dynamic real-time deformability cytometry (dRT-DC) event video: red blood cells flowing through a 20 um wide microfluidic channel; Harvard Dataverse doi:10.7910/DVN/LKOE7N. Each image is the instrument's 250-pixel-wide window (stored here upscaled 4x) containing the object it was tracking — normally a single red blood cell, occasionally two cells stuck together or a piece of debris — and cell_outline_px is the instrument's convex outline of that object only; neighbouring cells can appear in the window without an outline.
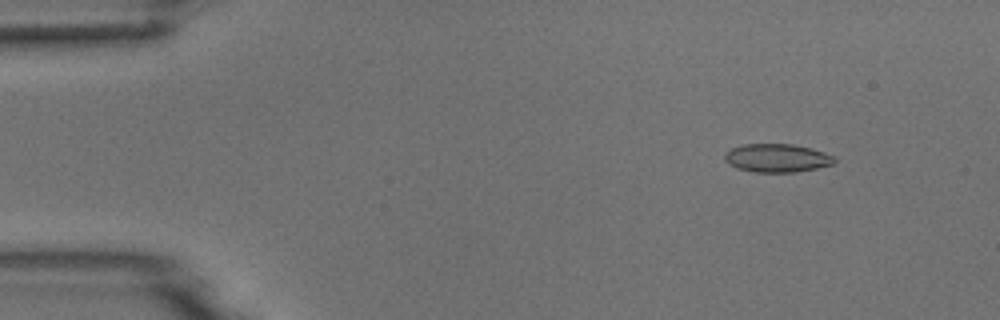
{"species": "common noctule bat (a hibernating species)", "species_latin": "Nyctalus noctula", "temperature_condition": "room temperature", "stored_images_in_passage": 6, "camera_frame_rate_fps": 3000, "um_per_image_px": 0.085, "animal": {"sex": "male", "body_mass_g": 18.8}, "frame": {"image": 1, "passage_image": 2, "time_ms": 1.333, "image_size_px": [1000, 320], "cell_outline_px": [[836, 160], [832, 164], [816, 168], [792, 172], [752, 172], [736, 168], [728, 164], [724, 160], [724, 152], [732, 148], [744, 144], [792, 144], [812, 148], [824, 152], [832, 156]], "centroid_in_image_um": [65.99, 13.43], "position_along_channel_um": 19.0, "area_um2": 18.15}}
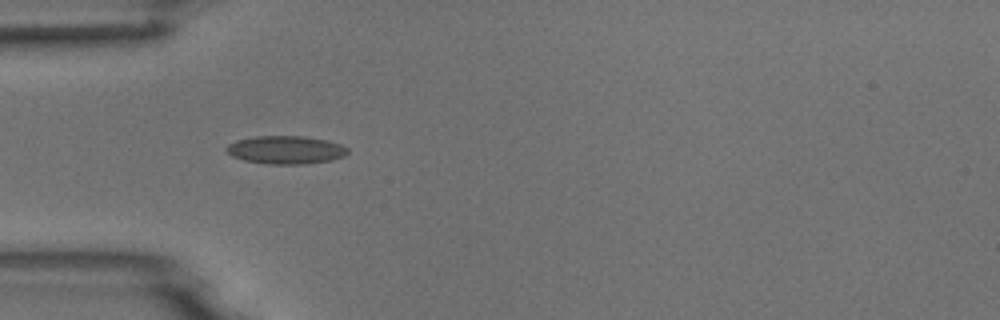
{"frame": {"image": 2, "passage_image": 5, "time_ms": 4.667, "image_size_px": [1000, 320], "cell_outline_px": [[348, 152], [344, 156], [328, 160], [304, 164], [268, 164], [244, 160], [232, 156], [224, 148], [228, 144], [236, 140], [256, 136], [304, 136], [328, 140], [340, 144], [348, 148]], "centroid_in_image_um": [24.27, 12.73], "position_along_channel_um": 60.7, "area_um2": 19.83}}
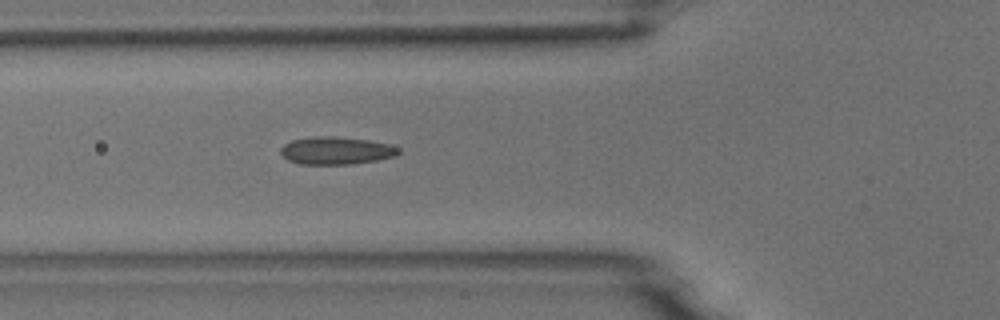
{"frame": {"image": 3, "passage_image": 6, "time_ms": 5.667, "image_size_px": [1000, 320], "cell_outline_px": [[400, 152], [396, 156], [376, 160], [352, 164], [300, 164], [288, 160], [280, 152], [280, 148], [284, 144], [292, 140], [316, 136], [332, 136], [368, 140], [388, 144], [400, 148]], "centroid_in_image_um": [28.57, 12.8], "position_along_channel_um": 97.2, "area_um2": 18.9}}